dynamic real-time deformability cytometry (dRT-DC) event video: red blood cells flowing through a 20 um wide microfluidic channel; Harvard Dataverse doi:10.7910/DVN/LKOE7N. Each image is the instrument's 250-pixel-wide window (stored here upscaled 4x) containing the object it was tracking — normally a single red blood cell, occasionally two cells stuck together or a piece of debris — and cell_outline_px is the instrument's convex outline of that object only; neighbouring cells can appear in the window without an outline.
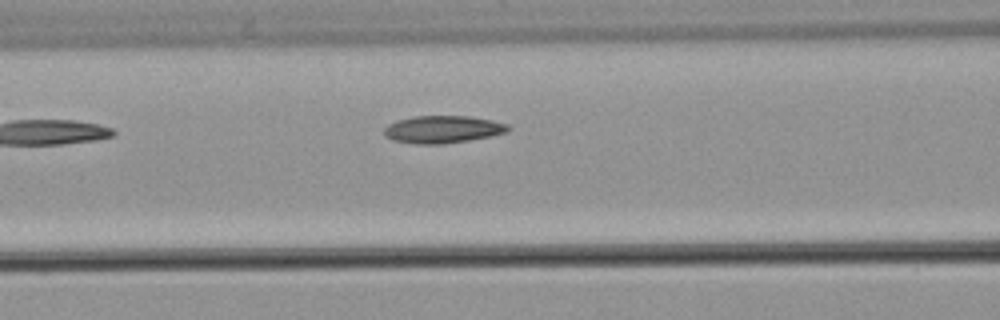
{"species": "common noctule bat (a hibernating species)", "species_latin": "Nyctalus noctula", "temperature_condition": "warm", "stored_images_in_passage": 6, "camera_frame_rate_fps": 3000, "um_per_image_px": 0.085, "animal": {"sex": "male", "body_mass_g": 21.5, "forearm_length_mm": 52.0}, "frame": {"image": 1, "passage_image": 4, "time_ms": 3.667, "image_size_px": [1000, 320], "cell_outline_px": [[512, 128], [508, 132], [468, 140], [444, 144], [416, 144], [392, 140], [384, 136], [384, 128], [388, 124], [396, 120], [412, 116], [468, 116], [492, 120], [508, 124]], "centroid_in_image_um": [37.61, 10.99], "position_along_channel_um": 129.0, "area_um2": 19.94}}
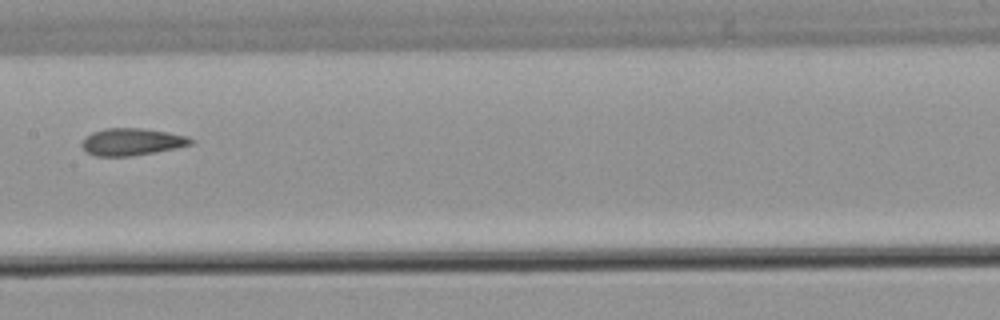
{"frame": {"image": 2, "passage_image": 6, "time_ms": 6.333, "image_size_px": [1000, 320], "cell_outline_px": [[196, 140], [192, 144], [176, 148], [132, 156], [96, 156], [88, 152], [80, 144], [92, 132], [104, 128], [140, 128], [168, 132], [188, 136]], "centroid_in_image_um": [11.25, 12.05], "position_along_channel_um": 196.2, "area_um2": 17.17}}